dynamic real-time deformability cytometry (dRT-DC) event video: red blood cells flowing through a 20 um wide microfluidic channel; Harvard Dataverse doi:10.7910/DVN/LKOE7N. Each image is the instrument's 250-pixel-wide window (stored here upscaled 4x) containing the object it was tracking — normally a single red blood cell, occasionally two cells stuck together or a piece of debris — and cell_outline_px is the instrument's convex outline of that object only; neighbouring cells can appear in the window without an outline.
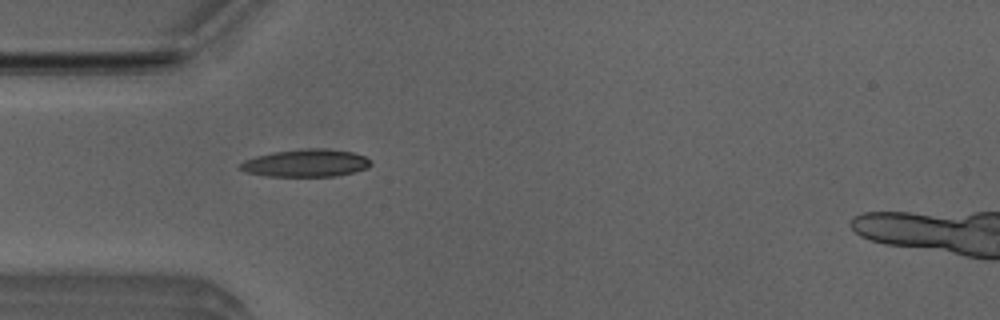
{"species": "Egyptian fruit bat (a non-hibernating species)", "species_latin": "Rousettus aegyptiacus", "temperature_condition": "room temperature", "stored_images_in_passage": 5, "camera_frame_rate_fps": 3000, "um_per_image_px": 0.085, "animal": {"sex": "male"}, "frame": {"image": 1, "passage_image": 4, "time_ms": 1.0, "image_size_px": [1000, 320], "cell_outline_px": [[372, 164], [368, 168], [336, 176], [268, 176], [244, 172], [240, 168], [240, 164], [244, 160], [256, 156], [272, 152], [304, 148], [324, 148], [352, 152], [364, 156]], "centroid_in_image_um": [25.98, 13.85], "position_along_channel_um": 59.0, "area_um2": 20.92}}